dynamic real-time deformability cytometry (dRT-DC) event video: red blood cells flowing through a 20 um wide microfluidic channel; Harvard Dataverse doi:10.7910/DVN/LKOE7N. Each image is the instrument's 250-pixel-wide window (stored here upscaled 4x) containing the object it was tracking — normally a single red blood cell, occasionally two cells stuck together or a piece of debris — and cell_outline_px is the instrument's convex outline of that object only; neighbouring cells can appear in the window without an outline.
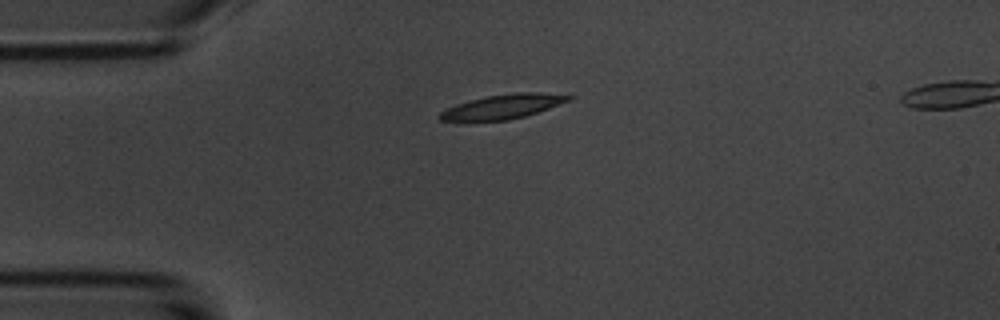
{"species": "common noctule bat (a hibernating species)", "species_latin": "Nyctalus noctula", "temperature_condition": "room temperature", "stored_images_in_passage": 13, "segment_of_instrument_passage": [1, 2], "camera_frame_rate_fps": 3000, "um_per_image_px": 0.085, "animal": {"sex": "male", "body_mass_g": 20.1, "forearm_length_mm": 53.5}, "frame": {"image": 1, "passage_image": 1, "time_ms": 0.0, "image_size_px": [1000, 320], "cell_outline_px": [[576, 96], [572, 100], [524, 116], [508, 120], [440, 120], [436, 116], [440, 112], [448, 108], [468, 100], [484, 96], [516, 92], [540, 92]], "centroid_in_image_um": [42.78, 9.04], "position_along_channel_um": 42.2, "area_um2": 18.15}}
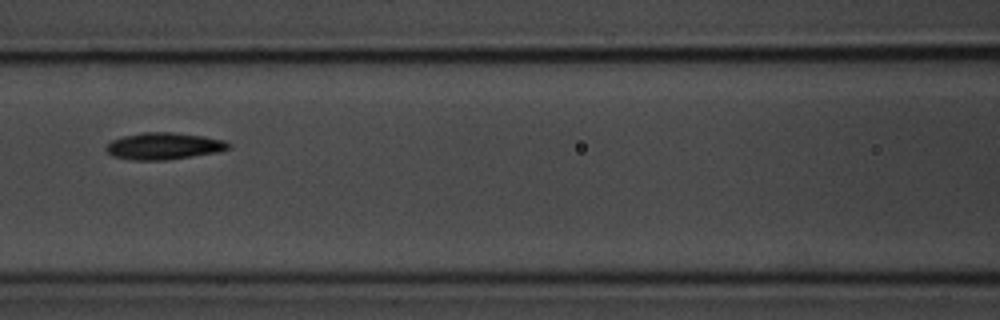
{"frame": {"image": 2, "passage_image": 4, "time_ms": 3.667, "image_size_px": [1000, 320], "cell_outline_px": [[232, 144], [228, 148], [216, 152], [168, 160], [132, 160], [112, 156], [104, 148], [112, 140], [124, 136], [144, 132], [172, 132], [204, 136], [224, 140]], "centroid_in_image_um": [13.91, 12.41], "position_along_channel_um": 152.7, "area_um2": 19.07}}
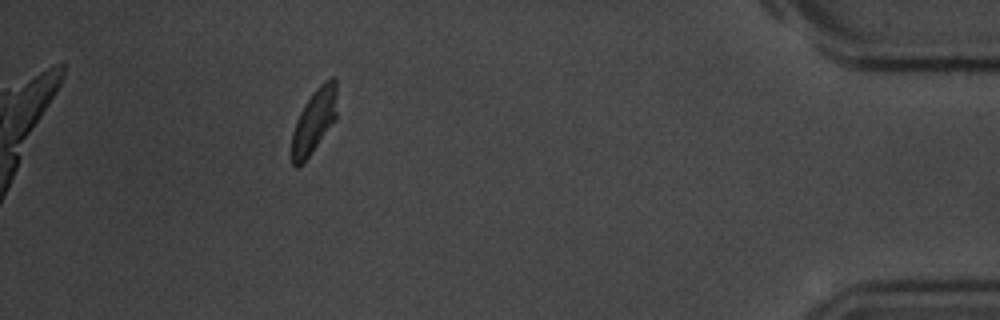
{"frame": {"image": 3, "passage_image": 11, "time_ms": 12.333, "image_size_px": [1000, 320], "cell_outline_px": [[336, 120], [308, 156], [296, 168], [292, 164], [292, 132], [296, 120], [304, 104], [312, 92], [324, 80], [332, 76], [336, 76]], "centroid_in_image_um": [26.71, 10.22], "position_along_channel_um": 408.5, "area_um2": 16.82}}